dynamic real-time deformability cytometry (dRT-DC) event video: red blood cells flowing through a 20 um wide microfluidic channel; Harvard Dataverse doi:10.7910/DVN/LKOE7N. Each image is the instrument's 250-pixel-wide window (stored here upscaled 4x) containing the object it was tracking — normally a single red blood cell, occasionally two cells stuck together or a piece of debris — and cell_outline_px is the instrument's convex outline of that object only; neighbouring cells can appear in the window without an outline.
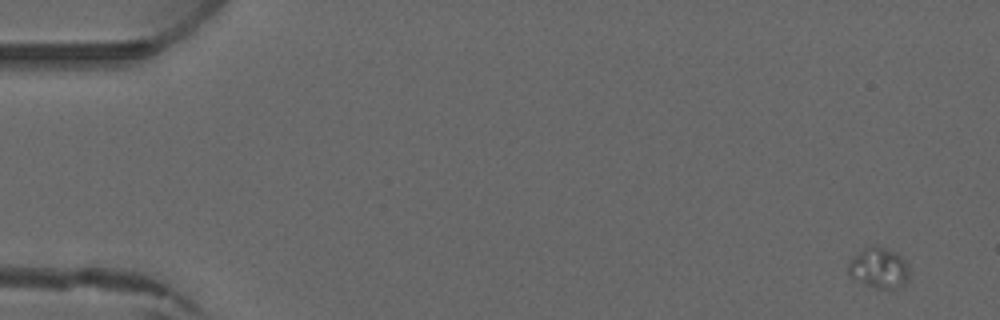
{"species": "common noctule bat (a hibernating species)", "species_latin": "Nyctalus noctula", "temperature_condition": "warm", "stored_images_in_passage": 4, "camera_frame_rate_fps": 3000, "um_per_image_px": 0.085, "animal": {"sex": "male", "forearm_length_mm": 52.5}, "frame": {"image": 1, "passage_image": 1, "time_ms": 0.0, "image_size_px": [1000, 320], "cell_outline_px": [[908, 280], [904, 284], [884, 288], [876, 288], [852, 276], [848, 272], [848, 264], [864, 248], [872, 244], [876, 244], [896, 252], [904, 260], [908, 276]], "centroid_in_image_um": [74.71, 22.72], "position_along_channel_um": 10.3, "area_um2": 13.7}}